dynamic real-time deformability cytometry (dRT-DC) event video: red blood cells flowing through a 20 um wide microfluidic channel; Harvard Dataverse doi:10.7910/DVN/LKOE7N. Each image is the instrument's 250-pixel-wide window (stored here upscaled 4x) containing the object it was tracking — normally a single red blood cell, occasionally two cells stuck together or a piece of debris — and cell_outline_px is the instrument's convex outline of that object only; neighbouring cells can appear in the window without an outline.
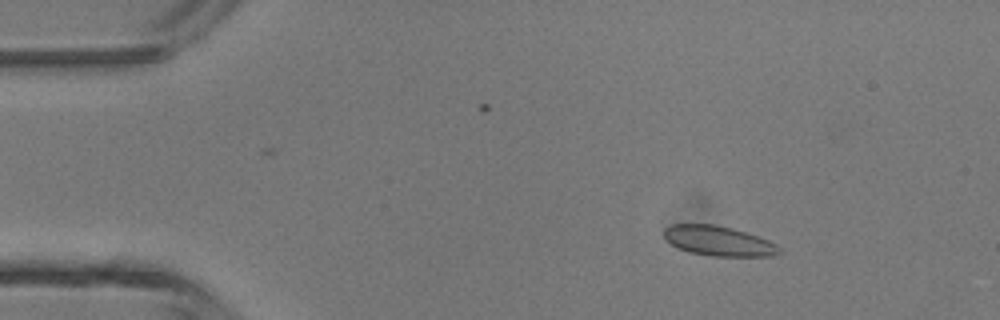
{"species": "common noctule bat (a hibernating species)", "species_latin": "Nyctalus noctula", "temperature_condition": "room temperature", "stored_images_in_passage": 3, "camera_frame_rate_fps": 3000, "um_per_image_px": 0.085, "animal": {"sex": "male", "body_mass_g": 13.3}, "frame": {"image": 1, "passage_image": 1, "time_ms": 0.0, "image_size_px": [1000, 320], "cell_outline_px": [[784, 252], [772, 256], [712, 256], [688, 252], [676, 248], [664, 240], [664, 228], [672, 224], [712, 224], [732, 228], [768, 240], [776, 244]], "centroid_in_image_um": [61.04, 20.49], "position_along_channel_um": 24.0, "area_um2": 20.23}}
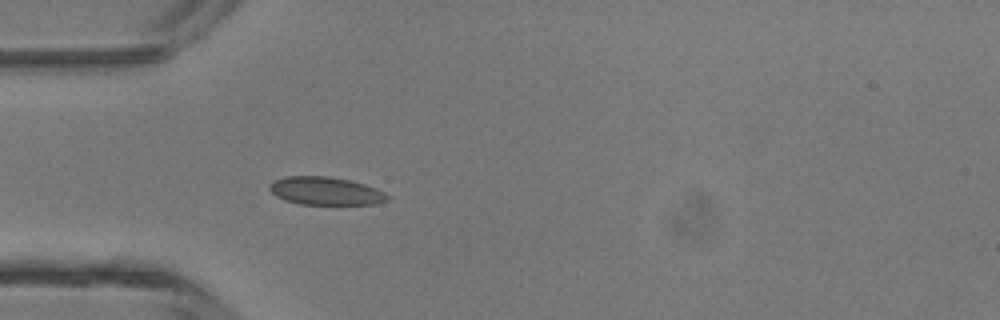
{"frame": {"image": 2, "passage_image": 3, "time_ms": 0.667, "image_size_px": [1000, 320], "cell_outline_px": [[388, 200], [376, 204], [300, 204], [284, 200], [276, 196], [268, 188], [268, 184], [272, 180], [284, 176], [328, 176], [348, 180], [364, 184], [376, 188], [384, 192], [388, 196]], "centroid_in_image_um": [27.62, 16.22], "position_along_channel_um": 57.4, "area_um2": 19.31}}